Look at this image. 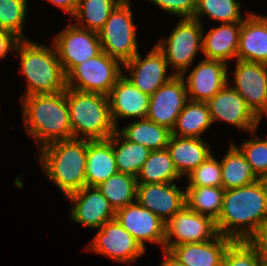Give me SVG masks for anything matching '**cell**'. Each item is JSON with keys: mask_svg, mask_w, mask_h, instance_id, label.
<instances>
[{"mask_svg": "<svg viewBox=\"0 0 267 266\" xmlns=\"http://www.w3.org/2000/svg\"><path fill=\"white\" fill-rule=\"evenodd\" d=\"M218 233L234 241H247L267 221V180L225 190L215 220Z\"/></svg>", "mask_w": 267, "mask_h": 266, "instance_id": "6da1fadb", "label": "cell"}, {"mask_svg": "<svg viewBox=\"0 0 267 266\" xmlns=\"http://www.w3.org/2000/svg\"><path fill=\"white\" fill-rule=\"evenodd\" d=\"M23 123L39 150L51 143L73 138L66 90L54 94L22 96Z\"/></svg>", "mask_w": 267, "mask_h": 266, "instance_id": "7a4b0ae2", "label": "cell"}, {"mask_svg": "<svg viewBox=\"0 0 267 266\" xmlns=\"http://www.w3.org/2000/svg\"><path fill=\"white\" fill-rule=\"evenodd\" d=\"M37 155L47 179L66 197L86 186V139L54 142L38 150Z\"/></svg>", "mask_w": 267, "mask_h": 266, "instance_id": "3957f363", "label": "cell"}, {"mask_svg": "<svg viewBox=\"0 0 267 266\" xmlns=\"http://www.w3.org/2000/svg\"><path fill=\"white\" fill-rule=\"evenodd\" d=\"M14 52L20 56V72L27 81L23 96L54 94L66 90V75L53 45L46 46L22 39Z\"/></svg>", "mask_w": 267, "mask_h": 266, "instance_id": "277c9868", "label": "cell"}, {"mask_svg": "<svg viewBox=\"0 0 267 266\" xmlns=\"http://www.w3.org/2000/svg\"><path fill=\"white\" fill-rule=\"evenodd\" d=\"M73 138L86 140L108 139L115 131L108 96L66 88Z\"/></svg>", "mask_w": 267, "mask_h": 266, "instance_id": "5b68a950", "label": "cell"}, {"mask_svg": "<svg viewBox=\"0 0 267 266\" xmlns=\"http://www.w3.org/2000/svg\"><path fill=\"white\" fill-rule=\"evenodd\" d=\"M179 19L170 35L155 44L176 76L187 73L196 54L203 51L204 25L194 18Z\"/></svg>", "mask_w": 267, "mask_h": 266, "instance_id": "8992f818", "label": "cell"}, {"mask_svg": "<svg viewBox=\"0 0 267 266\" xmlns=\"http://www.w3.org/2000/svg\"><path fill=\"white\" fill-rule=\"evenodd\" d=\"M131 10L130 0H122L98 32L102 51L122 64L139 52Z\"/></svg>", "mask_w": 267, "mask_h": 266, "instance_id": "52a82bcc", "label": "cell"}, {"mask_svg": "<svg viewBox=\"0 0 267 266\" xmlns=\"http://www.w3.org/2000/svg\"><path fill=\"white\" fill-rule=\"evenodd\" d=\"M123 64L102 51L75 66L66 75L68 88L81 91L108 95L118 79L123 75Z\"/></svg>", "mask_w": 267, "mask_h": 266, "instance_id": "ba28073f", "label": "cell"}, {"mask_svg": "<svg viewBox=\"0 0 267 266\" xmlns=\"http://www.w3.org/2000/svg\"><path fill=\"white\" fill-rule=\"evenodd\" d=\"M65 75L75 66L102 52L98 33L69 24L52 40Z\"/></svg>", "mask_w": 267, "mask_h": 266, "instance_id": "9c48e42d", "label": "cell"}, {"mask_svg": "<svg viewBox=\"0 0 267 266\" xmlns=\"http://www.w3.org/2000/svg\"><path fill=\"white\" fill-rule=\"evenodd\" d=\"M165 226V251L183 243L209 241L219 235L213 218L196 213L187 206L177 212Z\"/></svg>", "mask_w": 267, "mask_h": 266, "instance_id": "30bf717a", "label": "cell"}, {"mask_svg": "<svg viewBox=\"0 0 267 266\" xmlns=\"http://www.w3.org/2000/svg\"><path fill=\"white\" fill-rule=\"evenodd\" d=\"M90 241L88 251L111 258L114 262L132 264L146 253L134 237L116 219L105 222Z\"/></svg>", "mask_w": 267, "mask_h": 266, "instance_id": "8fae6325", "label": "cell"}, {"mask_svg": "<svg viewBox=\"0 0 267 266\" xmlns=\"http://www.w3.org/2000/svg\"><path fill=\"white\" fill-rule=\"evenodd\" d=\"M231 85L261 120L267 117V64L236 59Z\"/></svg>", "mask_w": 267, "mask_h": 266, "instance_id": "7c38bea8", "label": "cell"}, {"mask_svg": "<svg viewBox=\"0 0 267 266\" xmlns=\"http://www.w3.org/2000/svg\"><path fill=\"white\" fill-rule=\"evenodd\" d=\"M123 67L129 74L123 72V76L149 96L176 76L172 72L167 75L169 65L156 45L151 48L146 57L143 58L138 52L131 60L125 62Z\"/></svg>", "mask_w": 267, "mask_h": 266, "instance_id": "4fadbf2b", "label": "cell"}, {"mask_svg": "<svg viewBox=\"0 0 267 266\" xmlns=\"http://www.w3.org/2000/svg\"><path fill=\"white\" fill-rule=\"evenodd\" d=\"M207 104L213 124L223 121L249 133L258 129L261 120L229 82Z\"/></svg>", "mask_w": 267, "mask_h": 266, "instance_id": "5bb4252c", "label": "cell"}, {"mask_svg": "<svg viewBox=\"0 0 267 266\" xmlns=\"http://www.w3.org/2000/svg\"><path fill=\"white\" fill-rule=\"evenodd\" d=\"M115 219L146 250V242L158 244L164 250L165 222L137 201L115 213Z\"/></svg>", "mask_w": 267, "mask_h": 266, "instance_id": "9a60e30c", "label": "cell"}, {"mask_svg": "<svg viewBox=\"0 0 267 266\" xmlns=\"http://www.w3.org/2000/svg\"><path fill=\"white\" fill-rule=\"evenodd\" d=\"M188 100L185 81L181 76H174L150 95L146 118L172 130Z\"/></svg>", "mask_w": 267, "mask_h": 266, "instance_id": "2e32d148", "label": "cell"}, {"mask_svg": "<svg viewBox=\"0 0 267 266\" xmlns=\"http://www.w3.org/2000/svg\"><path fill=\"white\" fill-rule=\"evenodd\" d=\"M66 198L70 200V219L84 227L99 229L115 219V210L97 187L84 186Z\"/></svg>", "mask_w": 267, "mask_h": 266, "instance_id": "e0dca14e", "label": "cell"}, {"mask_svg": "<svg viewBox=\"0 0 267 266\" xmlns=\"http://www.w3.org/2000/svg\"><path fill=\"white\" fill-rule=\"evenodd\" d=\"M228 64L220 60L202 59L189 74L183 73L188 99L208 102L228 83Z\"/></svg>", "mask_w": 267, "mask_h": 266, "instance_id": "ac0fdd59", "label": "cell"}, {"mask_svg": "<svg viewBox=\"0 0 267 266\" xmlns=\"http://www.w3.org/2000/svg\"><path fill=\"white\" fill-rule=\"evenodd\" d=\"M136 201L167 223L186 206V191L175 182L137 184Z\"/></svg>", "mask_w": 267, "mask_h": 266, "instance_id": "d6986e66", "label": "cell"}, {"mask_svg": "<svg viewBox=\"0 0 267 266\" xmlns=\"http://www.w3.org/2000/svg\"><path fill=\"white\" fill-rule=\"evenodd\" d=\"M113 125L118 127L119 119L146 118L150 96L135 87L125 76H121L107 95Z\"/></svg>", "mask_w": 267, "mask_h": 266, "instance_id": "ffe728a7", "label": "cell"}, {"mask_svg": "<svg viewBox=\"0 0 267 266\" xmlns=\"http://www.w3.org/2000/svg\"><path fill=\"white\" fill-rule=\"evenodd\" d=\"M233 242L219 234L209 241L173 246L168 252L185 266H222L224 254Z\"/></svg>", "mask_w": 267, "mask_h": 266, "instance_id": "44dd1931", "label": "cell"}, {"mask_svg": "<svg viewBox=\"0 0 267 266\" xmlns=\"http://www.w3.org/2000/svg\"><path fill=\"white\" fill-rule=\"evenodd\" d=\"M242 21L237 59L267 64V16L251 13Z\"/></svg>", "mask_w": 267, "mask_h": 266, "instance_id": "7402d4cb", "label": "cell"}, {"mask_svg": "<svg viewBox=\"0 0 267 266\" xmlns=\"http://www.w3.org/2000/svg\"><path fill=\"white\" fill-rule=\"evenodd\" d=\"M241 26L242 22L222 23L210 29L205 35L203 29L204 59L220 60L226 64L230 59H237Z\"/></svg>", "mask_w": 267, "mask_h": 266, "instance_id": "603a6c76", "label": "cell"}, {"mask_svg": "<svg viewBox=\"0 0 267 266\" xmlns=\"http://www.w3.org/2000/svg\"><path fill=\"white\" fill-rule=\"evenodd\" d=\"M179 175L187 177L212 153L207 142L202 138L179 137L171 135L166 148Z\"/></svg>", "mask_w": 267, "mask_h": 266, "instance_id": "cb8c5ba5", "label": "cell"}, {"mask_svg": "<svg viewBox=\"0 0 267 266\" xmlns=\"http://www.w3.org/2000/svg\"><path fill=\"white\" fill-rule=\"evenodd\" d=\"M118 173L111 140H87L86 186L97 187Z\"/></svg>", "mask_w": 267, "mask_h": 266, "instance_id": "d4e9b609", "label": "cell"}, {"mask_svg": "<svg viewBox=\"0 0 267 266\" xmlns=\"http://www.w3.org/2000/svg\"><path fill=\"white\" fill-rule=\"evenodd\" d=\"M220 164L222 187L225 190L247 186L260 180L252 165L246 161L244 154L233 141L226 155L220 160Z\"/></svg>", "mask_w": 267, "mask_h": 266, "instance_id": "484cf974", "label": "cell"}, {"mask_svg": "<svg viewBox=\"0 0 267 266\" xmlns=\"http://www.w3.org/2000/svg\"><path fill=\"white\" fill-rule=\"evenodd\" d=\"M213 125L207 102L188 100L176 119L171 135L202 138V134Z\"/></svg>", "mask_w": 267, "mask_h": 266, "instance_id": "4316f807", "label": "cell"}, {"mask_svg": "<svg viewBox=\"0 0 267 266\" xmlns=\"http://www.w3.org/2000/svg\"><path fill=\"white\" fill-rule=\"evenodd\" d=\"M127 140L146 146L151 151L166 149L171 130L147 118L132 120L130 124L117 129Z\"/></svg>", "mask_w": 267, "mask_h": 266, "instance_id": "83f0119b", "label": "cell"}, {"mask_svg": "<svg viewBox=\"0 0 267 266\" xmlns=\"http://www.w3.org/2000/svg\"><path fill=\"white\" fill-rule=\"evenodd\" d=\"M109 139L112 142L118 172L136 177L151 150L127 140L117 129Z\"/></svg>", "mask_w": 267, "mask_h": 266, "instance_id": "f1b7e54d", "label": "cell"}, {"mask_svg": "<svg viewBox=\"0 0 267 266\" xmlns=\"http://www.w3.org/2000/svg\"><path fill=\"white\" fill-rule=\"evenodd\" d=\"M180 178L167 149L150 151L136 176L138 184L172 183Z\"/></svg>", "mask_w": 267, "mask_h": 266, "instance_id": "f546056e", "label": "cell"}, {"mask_svg": "<svg viewBox=\"0 0 267 266\" xmlns=\"http://www.w3.org/2000/svg\"><path fill=\"white\" fill-rule=\"evenodd\" d=\"M137 179L126 173H116L97 188L109 201L115 212L136 201Z\"/></svg>", "mask_w": 267, "mask_h": 266, "instance_id": "4dcf8cb0", "label": "cell"}, {"mask_svg": "<svg viewBox=\"0 0 267 266\" xmlns=\"http://www.w3.org/2000/svg\"><path fill=\"white\" fill-rule=\"evenodd\" d=\"M122 0H79L74 18L75 25L99 32L109 18L111 12Z\"/></svg>", "mask_w": 267, "mask_h": 266, "instance_id": "1f68e13d", "label": "cell"}, {"mask_svg": "<svg viewBox=\"0 0 267 266\" xmlns=\"http://www.w3.org/2000/svg\"><path fill=\"white\" fill-rule=\"evenodd\" d=\"M186 206L196 213L209 216L216 220L222 209L223 187L187 186Z\"/></svg>", "mask_w": 267, "mask_h": 266, "instance_id": "d6a6232c", "label": "cell"}, {"mask_svg": "<svg viewBox=\"0 0 267 266\" xmlns=\"http://www.w3.org/2000/svg\"><path fill=\"white\" fill-rule=\"evenodd\" d=\"M241 5L237 0H197L193 18L203 24L202 17L219 23L242 22L245 16L241 14ZM244 17V18H243Z\"/></svg>", "mask_w": 267, "mask_h": 266, "instance_id": "836d02e7", "label": "cell"}, {"mask_svg": "<svg viewBox=\"0 0 267 266\" xmlns=\"http://www.w3.org/2000/svg\"><path fill=\"white\" fill-rule=\"evenodd\" d=\"M28 0H0V29L26 39L23 29L27 19Z\"/></svg>", "mask_w": 267, "mask_h": 266, "instance_id": "e575fe53", "label": "cell"}, {"mask_svg": "<svg viewBox=\"0 0 267 266\" xmlns=\"http://www.w3.org/2000/svg\"><path fill=\"white\" fill-rule=\"evenodd\" d=\"M252 139L237 146L244 154L246 161L252 165L255 174L267 180V138H258L256 130L251 131Z\"/></svg>", "mask_w": 267, "mask_h": 266, "instance_id": "d590c367", "label": "cell"}, {"mask_svg": "<svg viewBox=\"0 0 267 266\" xmlns=\"http://www.w3.org/2000/svg\"><path fill=\"white\" fill-rule=\"evenodd\" d=\"M186 179L188 180L187 186L222 187L220 160L211 154Z\"/></svg>", "mask_w": 267, "mask_h": 266, "instance_id": "8d00e7d4", "label": "cell"}, {"mask_svg": "<svg viewBox=\"0 0 267 266\" xmlns=\"http://www.w3.org/2000/svg\"><path fill=\"white\" fill-rule=\"evenodd\" d=\"M263 259L247 241H234L226 250L222 266H261Z\"/></svg>", "mask_w": 267, "mask_h": 266, "instance_id": "74e56055", "label": "cell"}, {"mask_svg": "<svg viewBox=\"0 0 267 266\" xmlns=\"http://www.w3.org/2000/svg\"><path fill=\"white\" fill-rule=\"evenodd\" d=\"M171 15L180 18H193L197 0H148Z\"/></svg>", "mask_w": 267, "mask_h": 266, "instance_id": "f35d334b", "label": "cell"}, {"mask_svg": "<svg viewBox=\"0 0 267 266\" xmlns=\"http://www.w3.org/2000/svg\"><path fill=\"white\" fill-rule=\"evenodd\" d=\"M247 242L256 250L263 261L267 262V221L257 229Z\"/></svg>", "mask_w": 267, "mask_h": 266, "instance_id": "ab89813d", "label": "cell"}, {"mask_svg": "<svg viewBox=\"0 0 267 266\" xmlns=\"http://www.w3.org/2000/svg\"><path fill=\"white\" fill-rule=\"evenodd\" d=\"M19 40L13 33L0 29V59H4L9 51H15Z\"/></svg>", "mask_w": 267, "mask_h": 266, "instance_id": "60d3db41", "label": "cell"}, {"mask_svg": "<svg viewBox=\"0 0 267 266\" xmlns=\"http://www.w3.org/2000/svg\"><path fill=\"white\" fill-rule=\"evenodd\" d=\"M51 3L53 6L58 7L63 10V12L69 14V16H73L77 10L79 0H46Z\"/></svg>", "mask_w": 267, "mask_h": 266, "instance_id": "b9f144b4", "label": "cell"}, {"mask_svg": "<svg viewBox=\"0 0 267 266\" xmlns=\"http://www.w3.org/2000/svg\"><path fill=\"white\" fill-rule=\"evenodd\" d=\"M164 258L160 266H185L173 257L168 251H162Z\"/></svg>", "mask_w": 267, "mask_h": 266, "instance_id": "7bdbcfd3", "label": "cell"}, {"mask_svg": "<svg viewBox=\"0 0 267 266\" xmlns=\"http://www.w3.org/2000/svg\"><path fill=\"white\" fill-rule=\"evenodd\" d=\"M261 266H267V262L263 261Z\"/></svg>", "mask_w": 267, "mask_h": 266, "instance_id": "ee69618b", "label": "cell"}]
</instances>
